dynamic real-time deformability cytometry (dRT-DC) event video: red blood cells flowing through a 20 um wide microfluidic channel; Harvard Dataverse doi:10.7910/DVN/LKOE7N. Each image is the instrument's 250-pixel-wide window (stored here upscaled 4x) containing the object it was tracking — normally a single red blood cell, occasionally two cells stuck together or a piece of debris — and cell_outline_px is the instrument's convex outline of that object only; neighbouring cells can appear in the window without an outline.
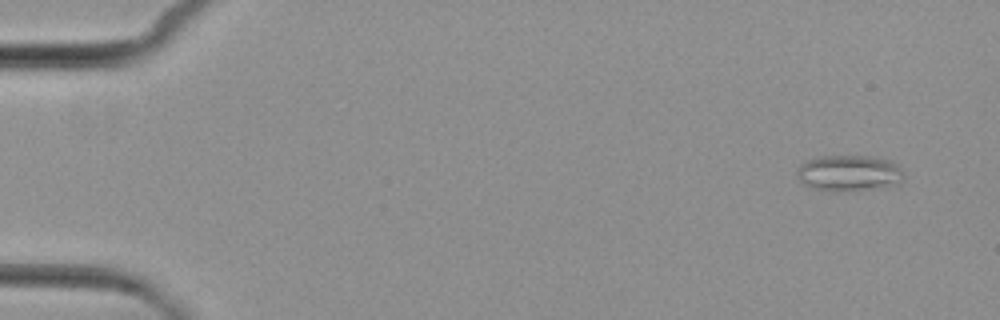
{"species": "common noctule bat (a hibernating species)", "species_latin": "Nyctalus noctula", "temperature_condition": "cold", "stored_images_in_passage": 8, "camera_frame_rate_fps": 3000, "um_per_image_px": 0.085, "animal": {"sex": "female", "body_mass_g": 29.2, "forearm_length_mm": 56.3}, "frame": {"image": 1, "passage_image": 2, "time_ms": 1.0, "image_size_px": [1000, 320], "cell_outline_px": [[904, 176], [900, 184], [836, 192], [832, 192], [812, 188], [804, 184], [796, 176], [796, 172], [800, 164], [808, 160], [820, 156], [872, 156], [888, 160], [896, 164], [900, 168]], "centroid_in_image_um": [72.13, 14.71], "position_along_channel_um": 12.9, "area_um2": 22.37}}
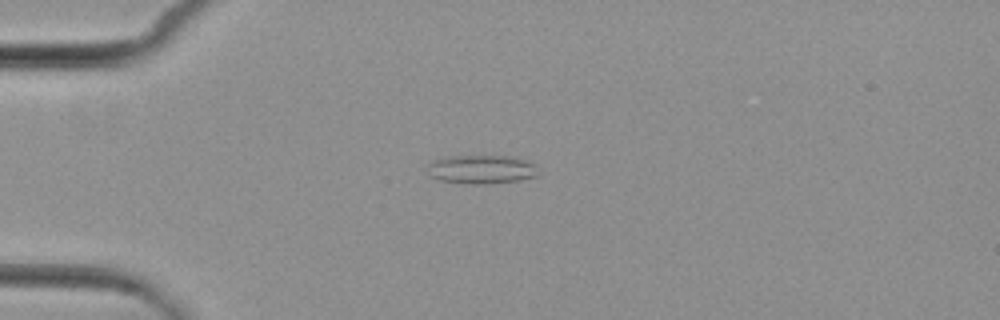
{"frame": {"image": 2, "passage_image": 5, "time_ms": 4.667, "image_size_px": [1000, 320], "cell_outline_px": [[536, 176], [520, 180], [484, 184], [472, 184], [440, 180], [432, 176], [428, 164], [432, 160], [444, 156], [508, 156], [524, 160], [532, 164]], "centroid_in_image_um": [40.86, 14.39], "position_along_channel_um": 44.1, "area_um2": 18.09}}
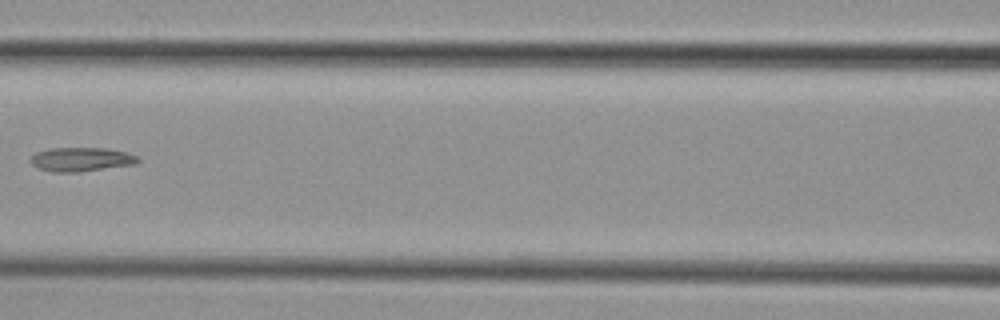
{"frame": {"image": 3, "passage_image": 8, "time_ms": 8.333, "image_size_px": [1000, 320], "cell_outline_px": [[140, 160], [136, 164], [76, 172], [52, 172], [36, 168], [28, 160], [36, 152], [48, 148], [108, 148], [124, 152], [136, 156]], "centroid_in_image_um": [6.84, 13.55], "position_along_channel_um": 159.8, "area_um2": 15.03}}